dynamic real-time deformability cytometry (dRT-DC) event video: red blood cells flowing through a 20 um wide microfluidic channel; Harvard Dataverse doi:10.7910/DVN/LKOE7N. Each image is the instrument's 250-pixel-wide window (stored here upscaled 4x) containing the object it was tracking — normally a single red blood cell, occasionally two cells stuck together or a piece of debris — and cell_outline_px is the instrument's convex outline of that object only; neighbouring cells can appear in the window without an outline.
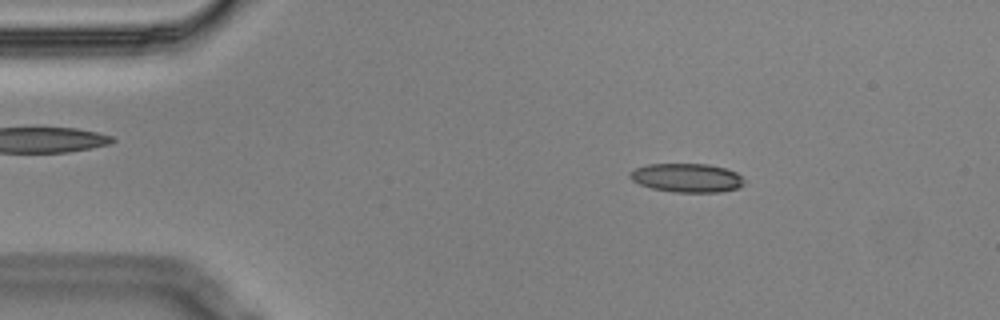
{"species": "Egyptian fruit bat (a non-hibernating species)", "species_latin": "Rousettus aegyptiacus", "temperature_condition": "cold", "stored_images_in_passage": 7, "camera_frame_rate_fps": 3000, "um_per_image_px": 0.085, "animal": {"sex": "male"}, "frame": {"image": 1, "passage_image": 3, "time_ms": 0.667, "image_size_px": [1000, 320], "cell_outline_px": [[744, 184], [736, 188], [720, 192], [672, 192], [652, 188], [640, 184], [632, 180], [628, 176], [628, 172], [636, 168], [648, 164], [708, 164], [724, 168], [736, 172], [744, 180]], "centroid_in_image_um": [58.35, 15.11], "position_along_channel_um": 26.6, "area_um2": 19.13}}
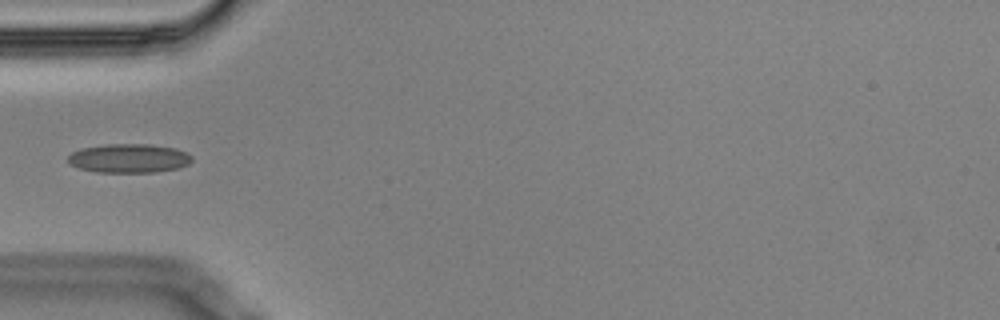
{"frame": {"image": 2, "passage_image": 5, "time_ms": 1.333, "image_size_px": [1000, 320], "cell_outline_px": [[192, 160], [188, 164], [180, 168], [156, 172], [96, 172], [80, 168], [68, 164], [68, 156], [72, 152], [80, 148], [108, 144], [152, 144], [176, 148], [192, 156]], "centroid_in_image_um": [10.96, 13.45], "position_along_channel_um": 74.0, "area_um2": 21.04}}
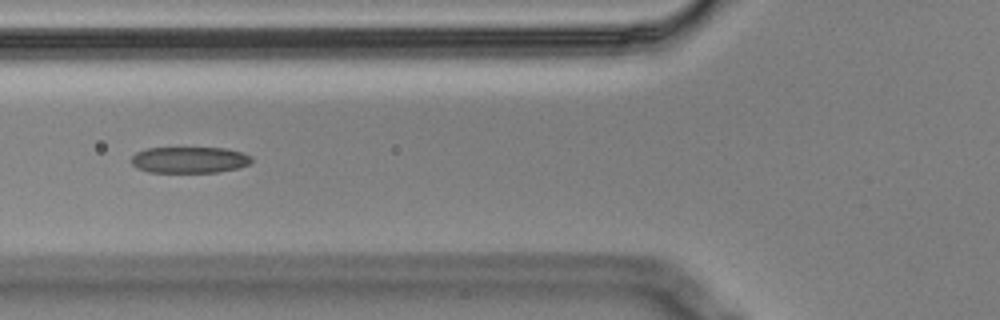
{"frame": {"image": 3, "passage_image": 6, "time_ms": 1.667, "image_size_px": [1000, 320], "cell_outline_px": [[252, 160], [248, 164], [236, 168], [216, 172], [148, 172], [136, 168], [132, 164], [132, 156], [136, 152], [148, 148], [228, 148], [252, 156]], "centroid_in_image_um": [16.08, 13.58], "position_along_channel_um": 109.7, "area_um2": 18.32}}